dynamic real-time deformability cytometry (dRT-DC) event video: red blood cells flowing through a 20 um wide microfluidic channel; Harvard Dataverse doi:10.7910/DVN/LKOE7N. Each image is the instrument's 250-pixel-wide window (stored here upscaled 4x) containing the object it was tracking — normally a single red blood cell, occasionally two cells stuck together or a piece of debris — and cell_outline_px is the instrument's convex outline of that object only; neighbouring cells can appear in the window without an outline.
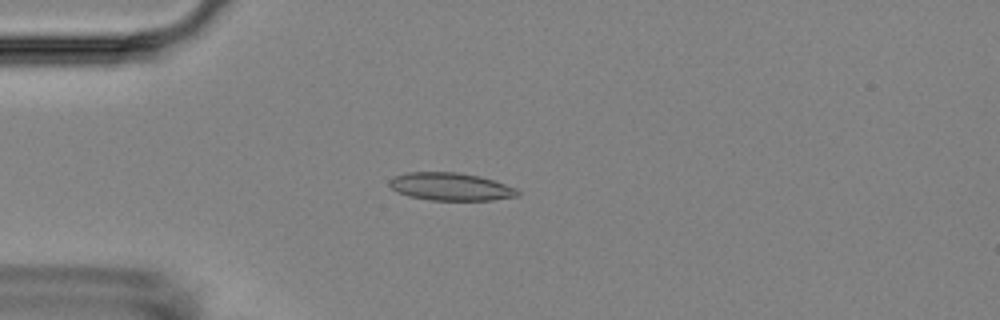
{"species": "Egyptian fruit bat (a non-hibernating species)", "species_latin": "Rousettus aegyptiacus", "temperature_condition": "room temperature", "stored_images_in_passage": 3, "camera_frame_rate_fps": 3000, "um_per_image_px": 0.085, "animal": {"sex": "female"}, "frame": {"image": 1, "passage_image": 3, "time_ms": 2.333, "image_size_px": [1000, 320], "cell_outline_px": [[520, 196], [492, 200], [428, 200], [408, 196], [396, 192], [388, 184], [388, 180], [392, 176], [408, 172], [456, 172], [480, 176], [516, 188], [520, 192]], "centroid_in_image_um": [38.27, 15.87], "position_along_channel_um": 46.7, "area_um2": 20.92}}